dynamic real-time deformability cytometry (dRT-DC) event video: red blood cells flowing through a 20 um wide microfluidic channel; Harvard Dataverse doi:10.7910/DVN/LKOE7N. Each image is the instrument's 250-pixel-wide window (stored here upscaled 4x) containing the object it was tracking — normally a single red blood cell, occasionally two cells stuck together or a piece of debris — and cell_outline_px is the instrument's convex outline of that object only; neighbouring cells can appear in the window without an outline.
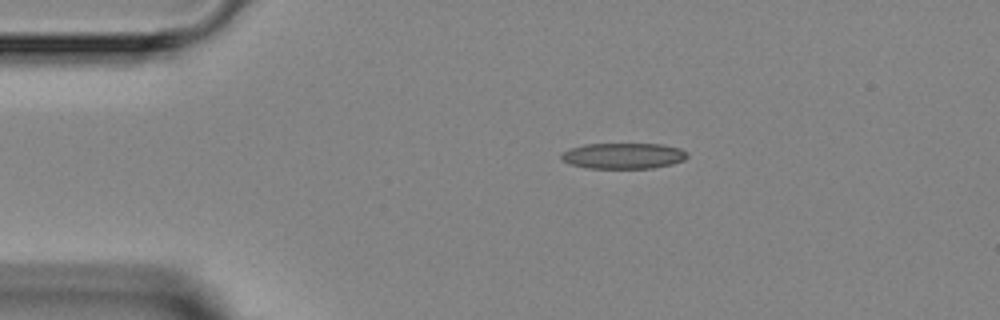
{"species": "Egyptian fruit bat (a non-hibernating species)", "species_latin": "Rousettus aegyptiacus", "temperature_condition": "room temperature", "stored_images_in_passage": 2, "camera_frame_rate_fps": 3000, "um_per_image_px": 0.085, "animal": {"sex": "female"}, "frame": {"image": 1, "passage_image": 1, "time_ms": 0.0, "image_size_px": [1000, 320], "cell_outline_px": [[688, 156], [684, 160], [672, 164], [652, 168], [588, 168], [568, 164], [560, 156], [560, 152], [568, 148], [584, 144], [660, 144], [680, 148], [688, 152]], "centroid_in_image_um": [52.96, 13.24], "position_along_channel_um": 32.0, "area_um2": 19.13}}